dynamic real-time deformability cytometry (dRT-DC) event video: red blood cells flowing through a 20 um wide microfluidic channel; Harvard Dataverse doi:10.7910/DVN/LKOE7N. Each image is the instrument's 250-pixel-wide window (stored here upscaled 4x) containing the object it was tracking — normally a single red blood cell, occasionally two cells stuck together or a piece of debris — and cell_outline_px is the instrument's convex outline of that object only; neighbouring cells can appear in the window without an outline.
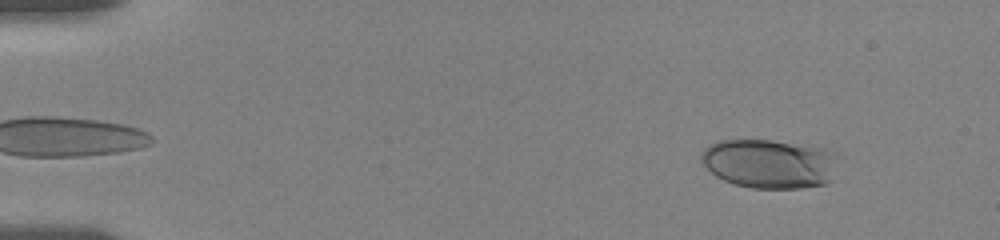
{"species": "human", "species_latin": "Homo sapiens", "temperature_condition": "room temperature", "stored_images_in_passage": 30, "camera_frame_rate_fps": 3000, "um_per_image_px": 0.085, "donor": {"sex": "female"}, "frame": {"image": 1, "passage_image": 7, "time_ms": 1.333, "image_size_px": [1000, 240], "cell_outline_px": [[832, 180], [828, 184], [800, 188], [752, 188], [736, 184], [724, 180], [716, 176], [700, 160], [700, 156], [704, 148], [708, 144], [720, 140], [772, 140], [808, 148], [824, 152], [828, 156]], "centroid_in_image_um": [65.18, 13.94], "position_along_channel_um": 19.8, "area_um2": 37.45}}
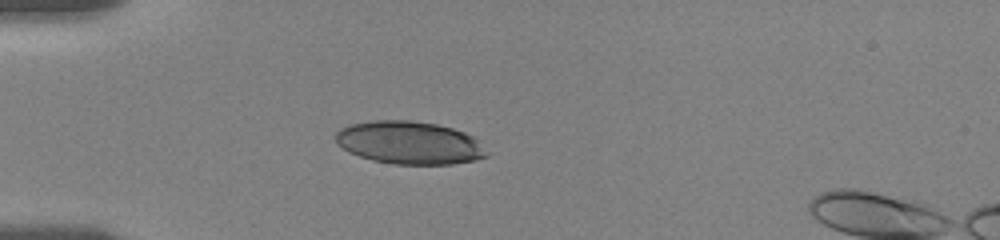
{"frame": {"image": 2, "passage_image": 24, "time_ms": 4.667, "image_size_px": [1000, 240], "cell_outline_px": [[488, 156], [476, 160], [452, 164], [392, 164], [372, 160], [348, 152], [336, 144], [336, 132], [340, 128], [348, 124], [376, 120], [412, 120], [436, 124], [452, 128], [464, 132], [472, 136], [476, 140]], "centroid_in_image_um": [34.74, 12.13], "position_along_channel_um": 50.3, "area_um2": 37.69}}